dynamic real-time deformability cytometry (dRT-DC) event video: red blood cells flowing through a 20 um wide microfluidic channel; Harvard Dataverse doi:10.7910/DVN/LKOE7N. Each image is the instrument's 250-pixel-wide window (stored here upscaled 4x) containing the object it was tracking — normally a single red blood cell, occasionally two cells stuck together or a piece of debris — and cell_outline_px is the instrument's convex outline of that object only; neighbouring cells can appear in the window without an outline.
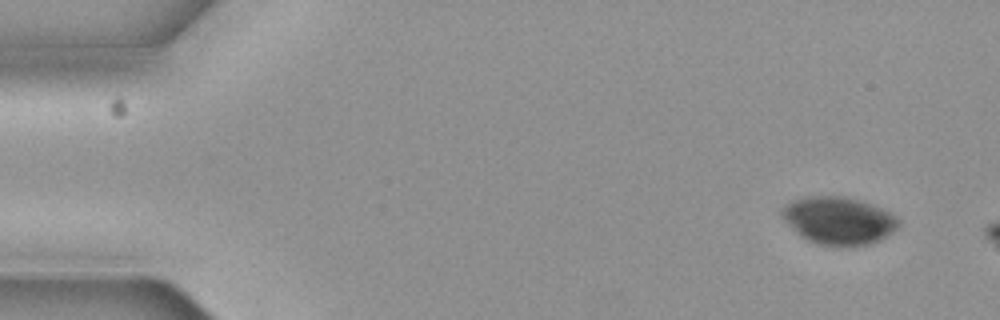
{"species": "common noctule bat (a hibernating species)", "species_latin": "Nyctalus noctula", "temperature_condition": "cold", "stored_images_in_passage": 3, "camera_frame_rate_fps": 3000, "um_per_image_px": 0.085, "animal": {"sex": "female", "body_mass_g": 19.3, "forearm_length_mm": 54.1}, "frame": {"image": 1, "passage_image": 1, "time_ms": 0.0, "image_size_px": [1000, 320], "cell_outline_px": [[900, 224], [892, 232], [868, 244], [820, 244], [808, 240], [800, 236], [780, 216], [780, 208], [792, 200], [804, 196], [844, 196], [860, 200], [872, 204], [892, 212], [900, 220]], "centroid_in_image_um": [71.25, 18.69], "position_along_channel_um": 13.8, "area_um2": 32.02}}